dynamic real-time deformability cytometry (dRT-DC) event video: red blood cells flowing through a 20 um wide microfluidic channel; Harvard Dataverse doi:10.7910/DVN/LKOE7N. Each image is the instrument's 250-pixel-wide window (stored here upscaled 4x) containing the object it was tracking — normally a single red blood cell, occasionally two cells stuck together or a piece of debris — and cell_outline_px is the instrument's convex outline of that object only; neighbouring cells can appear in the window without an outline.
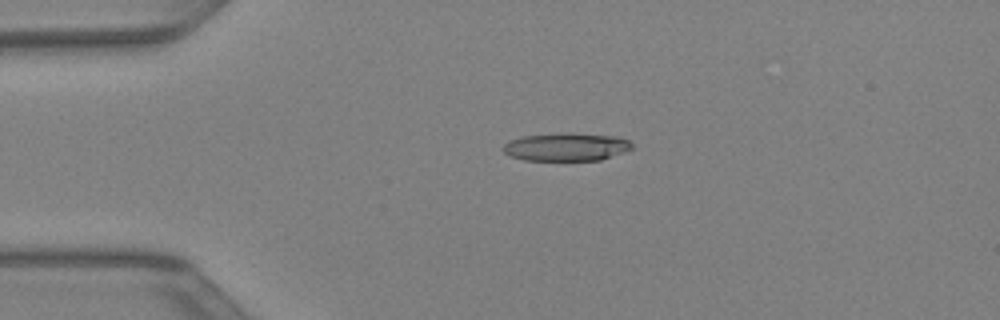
{"species": "Egyptian fruit bat (a non-hibernating species)", "species_latin": "Rousettus aegyptiacus", "temperature_condition": "warm", "stored_images_in_passage": 27, "camera_frame_rate_fps": 3000, "um_per_image_px": 0.085, "animal": {"sex": "female"}, "frame": {"image": 1, "passage_image": 1, "time_ms": 0.0, "image_size_px": [1000, 320], "cell_outline_px": [[636, 148], [600, 160], [524, 160], [508, 156], [500, 148], [504, 144], [512, 140], [524, 136], [560, 132], [572, 132], [620, 136], [628, 140]], "centroid_in_image_um": [48.16, 12.47], "position_along_channel_um": 36.8, "area_um2": 21.5}}
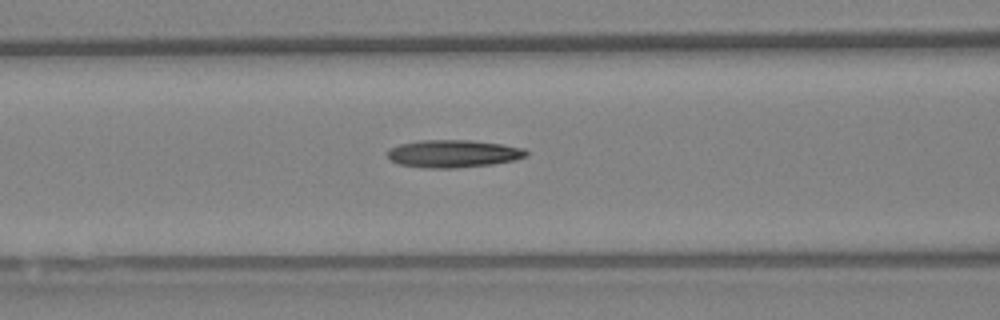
{"frame": {"image": 2, "passage_image": 9, "time_ms": 2.667, "image_size_px": [1000, 320], "cell_outline_px": [[528, 156], [516, 160], [492, 164], [456, 168], [420, 168], [400, 164], [392, 160], [388, 156], [388, 148], [400, 144], [420, 140], [472, 140], [500, 144], [524, 148], [528, 152]], "centroid_in_image_um": [38.54, 13.06], "position_along_channel_um": 128.1, "area_um2": 22.43}}
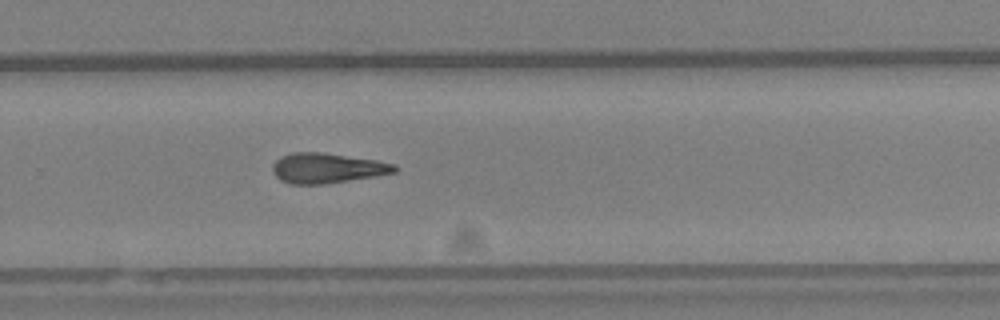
{"frame": {"image": 3, "passage_image": 20, "time_ms": 6.333, "image_size_px": [1000, 320], "cell_outline_px": [[400, 168], [396, 172], [376, 176], [324, 184], [288, 184], [280, 180], [272, 172], [272, 164], [280, 156], [292, 152], [324, 152], [376, 160], [396, 164]], "centroid_in_image_um": [27.8, 14.28], "position_along_channel_um": 302.0, "area_um2": 21.68}}